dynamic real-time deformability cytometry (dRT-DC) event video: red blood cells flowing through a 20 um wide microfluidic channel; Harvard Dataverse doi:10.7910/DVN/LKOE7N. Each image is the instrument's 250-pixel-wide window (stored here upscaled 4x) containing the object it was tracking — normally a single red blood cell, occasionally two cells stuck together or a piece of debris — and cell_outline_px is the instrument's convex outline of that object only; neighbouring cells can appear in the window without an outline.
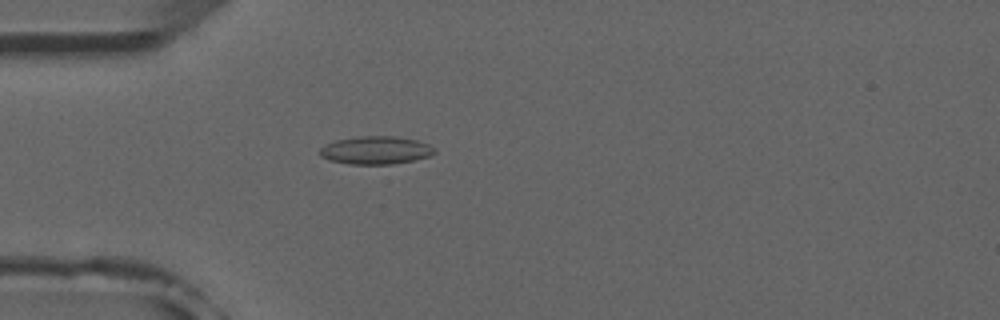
{"species": "common noctule bat (a hibernating species)", "species_latin": "Nyctalus noctula", "temperature_condition": "room temperature", "stored_images_in_passage": 5, "camera_frame_rate_fps": 3000, "um_per_image_px": 0.085, "animal": {"sex": "male", "forearm_length_mm": 52.5}, "frame": {"image": 1, "passage_image": 5, "time_ms": 4.333, "image_size_px": [1000, 320], "cell_outline_px": [[436, 152], [432, 156], [392, 164], [348, 164], [328, 160], [320, 156], [316, 152], [320, 148], [336, 140], [360, 136], [396, 136], [416, 140], [428, 144]], "centroid_in_image_um": [31.91, 12.77], "position_along_channel_um": 53.1, "area_um2": 18.73}}